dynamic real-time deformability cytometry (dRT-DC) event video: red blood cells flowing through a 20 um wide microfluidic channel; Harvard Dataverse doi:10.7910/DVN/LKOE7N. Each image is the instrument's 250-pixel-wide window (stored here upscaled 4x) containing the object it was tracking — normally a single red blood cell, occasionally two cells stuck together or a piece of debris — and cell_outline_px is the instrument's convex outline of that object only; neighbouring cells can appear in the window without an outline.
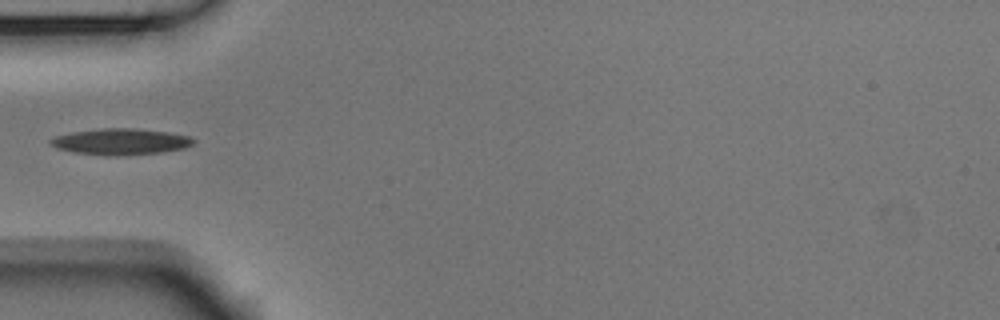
{"species": "Egyptian fruit bat (a non-hibernating species)", "species_latin": "Rousettus aegyptiacus", "temperature_condition": "room temperature", "stored_images_in_passage": 30, "camera_frame_rate_fps": 3000, "um_per_image_px": 0.085, "animal": {"sex": "male"}, "frame": {"image": 1, "passage_image": 1, "time_ms": 0.0, "image_size_px": [1000, 320], "cell_outline_px": [[196, 140], [192, 144], [184, 148], [160, 152], [116, 156], [76, 152], [56, 148], [48, 140], [56, 136], [72, 132], [100, 128], [132, 128], [168, 132], [192, 136]], "centroid_in_image_um": [10.29, 12.03], "position_along_channel_um": 74.7, "area_um2": 21.62}}
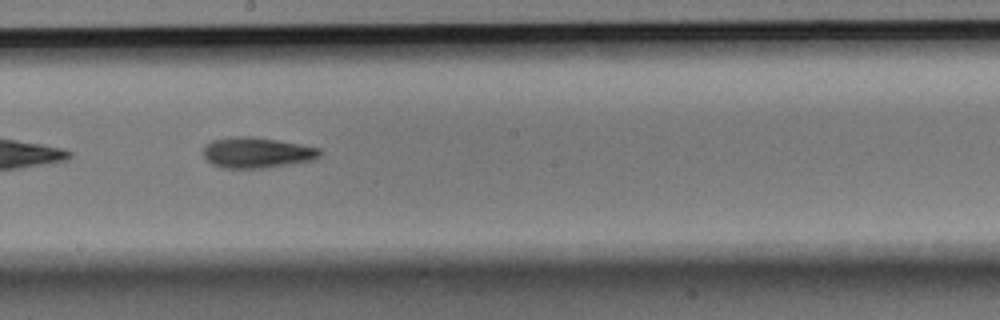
{"frame": {"image": 2, "passage_image": 13, "time_ms": 4.0, "image_size_px": [1000, 320], "cell_outline_px": [[320, 156], [312, 160], [288, 164], [260, 168], [224, 168], [212, 164], [204, 156], [204, 144], [212, 140], [236, 136], [248, 136], [276, 140], [300, 144], [320, 148]], "centroid_in_image_um": [21.8, 12.97], "position_along_channel_um": 226.4, "area_um2": 20.58}}
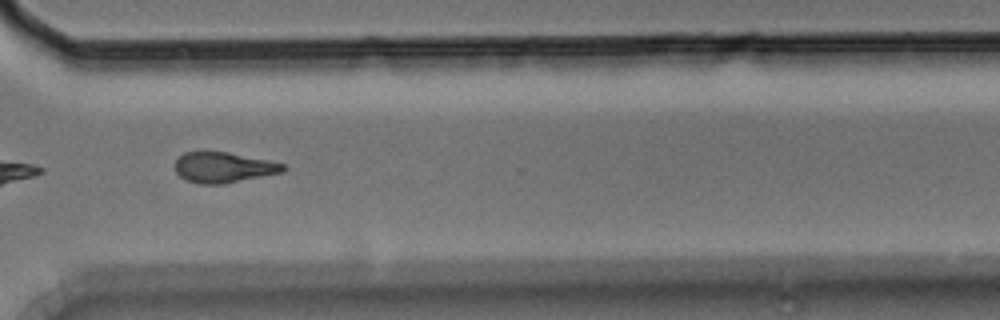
{"frame": {"image": 3, "passage_image": 23, "time_ms": 7.333, "image_size_px": [1000, 320], "cell_outline_px": [[288, 168], [284, 172], [224, 184], [200, 184], [188, 180], [180, 176], [176, 172], [176, 160], [184, 152], [228, 152], [288, 164]], "centroid_in_image_um": [19.07, 14.23], "position_along_channel_um": 351.5, "area_um2": 19.25}}